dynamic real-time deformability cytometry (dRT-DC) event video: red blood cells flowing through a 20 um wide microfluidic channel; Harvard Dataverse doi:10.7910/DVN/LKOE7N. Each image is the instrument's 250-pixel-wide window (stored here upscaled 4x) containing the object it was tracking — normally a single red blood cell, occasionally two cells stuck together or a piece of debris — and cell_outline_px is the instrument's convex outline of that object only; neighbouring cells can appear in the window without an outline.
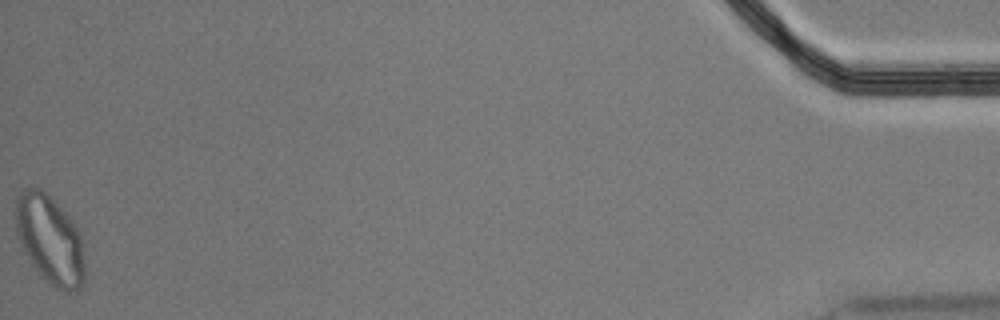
{"species": "Egyptian fruit bat (a non-hibernating species)", "species_latin": "Rousettus aegyptiacus", "temperature_condition": "cold", "stored_images_in_passage": 58, "segment_of_instrument_passage": [2, 2], "camera_frame_rate_fps": 3000, "um_per_image_px": 0.085, "animal": {"sex": "male"}, "frame": {"image": 1, "passage_image": 58, "time_ms": 19.0, "image_size_px": [1000, 320], "cell_outline_px": [[84, 284], [76, 292], [68, 292], [56, 288], [48, 284], [40, 276], [32, 264], [20, 244], [16, 232], [16, 200], [20, 192], [28, 188], [40, 188], [72, 220], [80, 232], [84, 264]], "centroid_in_image_um": [4.25, 20.43], "position_along_channel_um": 431.0, "area_um2": 35.55}}